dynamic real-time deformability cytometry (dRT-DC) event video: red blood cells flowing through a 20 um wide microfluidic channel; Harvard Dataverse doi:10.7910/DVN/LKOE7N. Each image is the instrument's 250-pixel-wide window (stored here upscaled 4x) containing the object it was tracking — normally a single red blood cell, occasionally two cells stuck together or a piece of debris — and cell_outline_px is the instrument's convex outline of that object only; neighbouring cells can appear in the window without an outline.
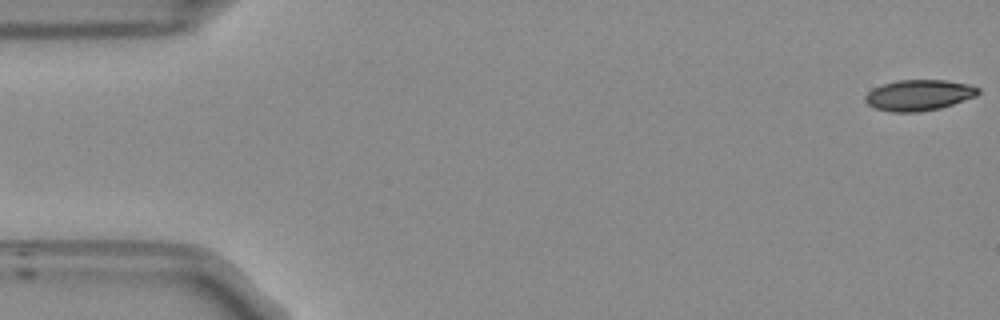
{"species": "Egyptian fruit bat (a non-hibernating species)", "species_latin": "Rousettus aegyptiacus", "temperature_condition": "room temperature", "stored_images_in_passage": 53, "camera_frame_rate_fps": 3000, "um_per_image_px": 0.085, "frame": {"image": 1, "passage_image": 1, "time_ms": 0.0, "image_size_px": [1000, 320], "cell_outline_px": [[980, 92], [976, 96], [940, 108], [920, 112], [892, 112], [876, 108], [868, 104], [864, 100], [864, 96], [872, 88], [896, 80], [944, 80], [968, 84], [980, 88]], "centroid_in_image_um": [78.09, 8.08], "position_along_channel_um": 6.9, "area_um2": 20.29}}
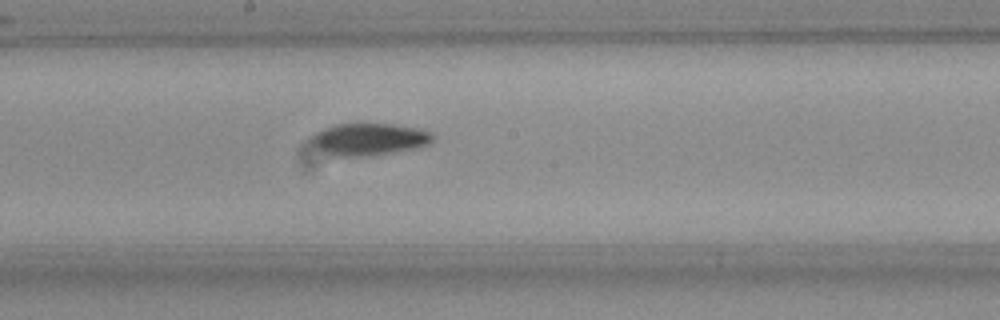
{"frame": {"image": 2, "passage_image": 28, "time_ms": 9.0, "image_size_px": [1000, 320], "cell_outline_px": [[432, 140], [428, 144], [412, 148], [368, 156], [332, 156], [320, 148], [312, 140], [312, 136], [316, 132], [332, 124], [392, 124], [420, 128], [432, 132]], "centroid_in_image_um": [31.39, 11.81], "position_along_channel_um": 216.8, "area_um2": 22.2}}
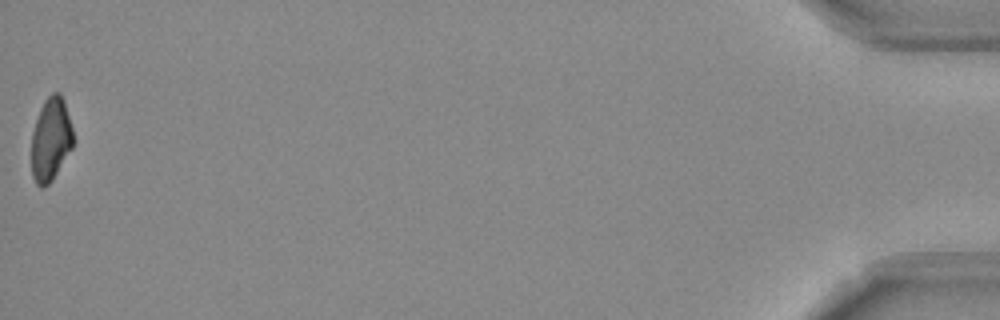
{"frame": {"image": 3, "passage_image": 53, "time_ms": 17.333, "image_size_px": [1000, 320], "cell_outline_px": [[72, 148], [52, 180], [48, 184], [40, 188], [36, 184], [32, 176], [32, 132], [40, 108], [44, 100], [52, 92], [60, 92], [64, 100], [72, 128]], "centroid_in_image_um": [4.3, 11.83], "position_along_channel_um": 430.9, "area_um2": 20.11}, "authors_computed_cell_mechanics": {"area_um2": 21.6172, "velocity_mm_per_s": 3.8186, "shape_relaxation_time_tau1_ms": 6.8288, "shape_relaxation_time_tau2_ms": null, "deformation_change_tau1": 0.1744, "deformation_change_tau2": null}}